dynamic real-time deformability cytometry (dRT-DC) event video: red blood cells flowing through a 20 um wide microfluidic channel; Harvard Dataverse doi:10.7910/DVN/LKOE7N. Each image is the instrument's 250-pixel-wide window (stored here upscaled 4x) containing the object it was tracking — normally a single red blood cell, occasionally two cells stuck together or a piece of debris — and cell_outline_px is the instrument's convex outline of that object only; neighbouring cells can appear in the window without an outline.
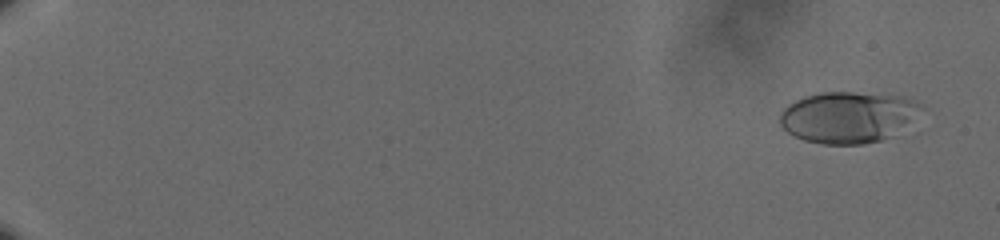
{"species": "human", "species_latin": "Homo sapiens", "temperature_condition": "cold", "stored_images_in_passage": 61, "camera_frame_rate_fps": 3000, "um_per_image_px": 0.085, "donor": {"sex": "male"}, "frame": {"image": 1, "passage_image": 4, "time_ms": 1.0, "image_size_px": [1000, 240], "cell_outline_px": [[924, 104], [880, 140], [864, 144], [824, 144], [804, 140], [788, 132], [780, 124], [780, 112], [788, 104], [804, 96], [820, 92], [852, 92], [904, 96]], "centroid_in_image_um": [71.91, 9.92], "position_along_channel_um": 13.1, "area_um2": 40.75}}
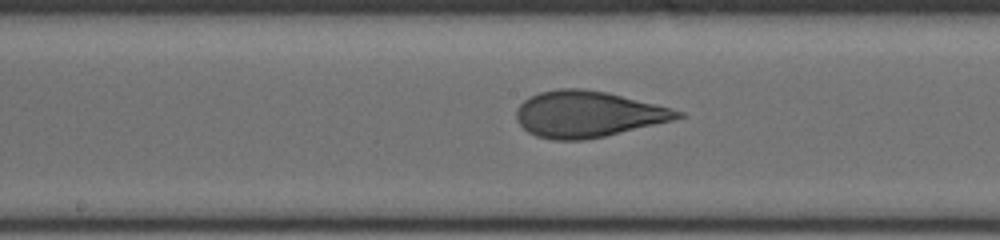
{"frame": {"image": 2, "passage_image": 36, "time_ms": 11.667, "image_size_px": [1000, 240], "cell_outline_px": [[684, 116], [672, 120], [604, 136], [584, 140], [552, 140], [536, 136], [528, 132], [516, 120], [516, 108], [528, 96], [540, 92], [560, 88], [580, 88], [608, 92], [672, 108], [684, 112]], "centroid_in_image_um": [49.93, 9.69], "position_along_channel_um": 198.3, "area_um2": 43.35}}
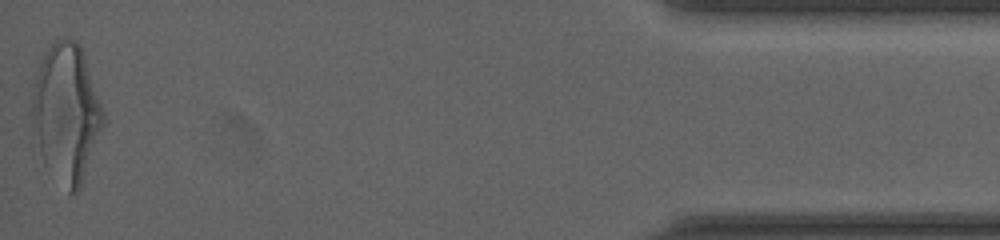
{"frame": {"image": 3, "passage_image": 61, "time_ms": 20.0, "image_size_px": [1000, 240], "cell_outline_px": [[104, 124], [80, 188], [76, 192], [68, 192], [44, 164], [40, 152], [28, 112], [36, 76], [44, 52], [56, 40], [64, 36], [76, 40], [80, 44], [84, 52], [104, 112]], "centroid_in_image_um": [5.62, 9.56], "position_along_channel_um": 429.6, "area_um2": 57.45}, "authors_computed_cell_mechanics": {"area_um2": 42.194, "velocity_mm_per_s": 3.6243, "shape_relaxation_time_tau1_ms": 3.9371, "shape_relaxation_time_tau2_ms": 0.7515, "deformation_change_tau1": 0.1712, "deformation_change_tau2": 0.0821}}